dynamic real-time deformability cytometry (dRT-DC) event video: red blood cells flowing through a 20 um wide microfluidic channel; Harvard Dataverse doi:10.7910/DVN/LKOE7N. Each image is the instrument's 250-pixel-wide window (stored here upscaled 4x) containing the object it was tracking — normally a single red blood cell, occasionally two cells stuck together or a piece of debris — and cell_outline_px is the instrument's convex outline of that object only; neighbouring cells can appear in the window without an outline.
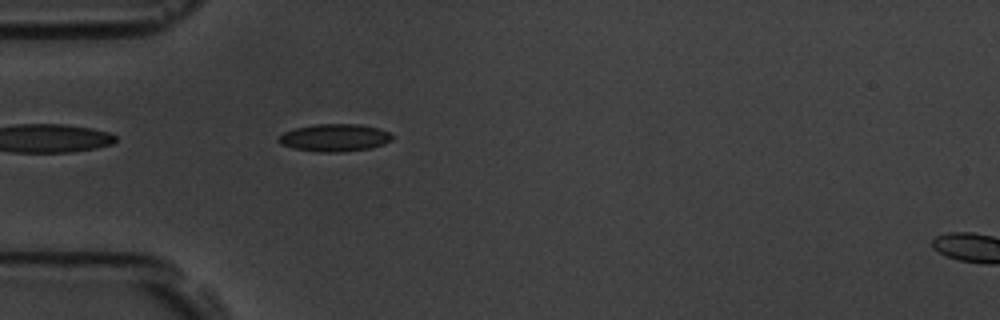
{"species": "common noctule bat (a hibernating species)", "species_latin": "Nyctalus noctula", "temperature_condition": "room temperature", "stored_images_in_passage": 42, "camera_frame_rate_fps": 3000, "um_per_image_px": 0.085, "animal": {"sex": "male", "body_mass_g": 19.5, "forearm_length_mm": 54.6}, "frame": {"image": 1, "passage_image": 3, "time_ms": 0.667, "image_size_px": [1000, 320], "cell_outline_px": [[392, 140], [384, 144], [372, 148], [340, 152], [320, 152], [292, 148], [280, 144], [276, 140], [284, 132], [296, 128], [316, 124], [360, 124], [380, 128], [388, 132], [392, 136]], "centroid_in_image_um": [28.45, 11.71], "position_along_channel_um": 56.6, "area_um2": 18.26}}
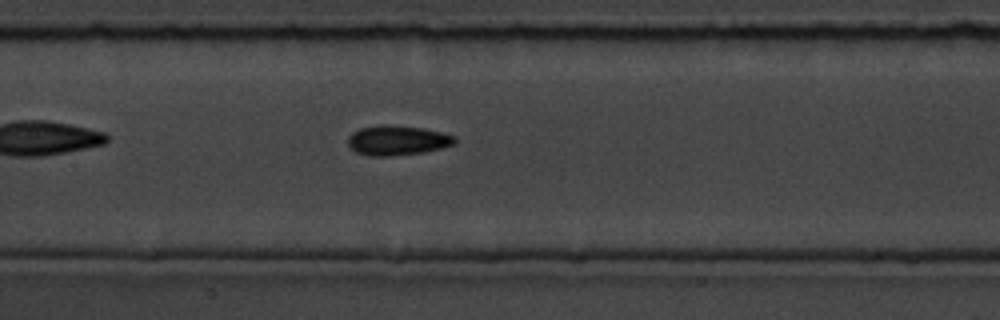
{"frame": {"image": 2, "passage_image": 13, "time_ms": 4.0, "image_size_px": [1000, 320], "cell_outline_px": [[456, 140], [452, 144], [440, 148], [424, 152], [388, 156], [368, 156], [356, 152], [348, 144], [348, 136], [352, 132], [360, 128], [380, 124], [388, 124], [424, 128], [456, 136]], "centroid_in_image_um": [33.74, 11.92], "position_along_channel_um": 173.7, "area_um2": 18.55}}
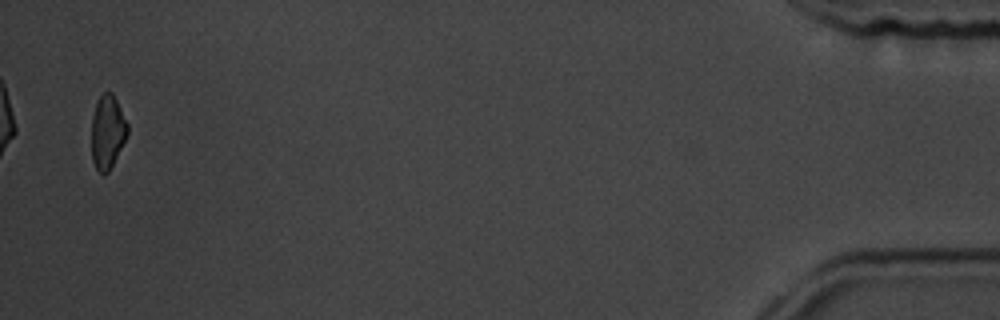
{"frame": {"image": 3, "passage_image": 41, "time_ms": 13.333, "image_size_px": [1000, 320], "cell_outline_px": [[128, 132], [108, 172], [100, 172], [96, 168], [92, 160], [92, 116], [96, 104], [100, 96], [104, 92], [112, 92], [128, 124]], "centroid_in_image_um": [9.12, 11.18], "position_along_channel_um": 426.1, "area_um2": 14.97}, "authors_computed_cell_mechanics": {"area_um2": 17.1377, "velocity_mm_per_s": 3.674, "shape_relaxation_time_tau1_ms": 3.2318, "shape_relaxation_time_tau2_ms": 9.0891, "deformation_change_tau1": 0.1099, "deformation_change_tau2": 0.1559}}